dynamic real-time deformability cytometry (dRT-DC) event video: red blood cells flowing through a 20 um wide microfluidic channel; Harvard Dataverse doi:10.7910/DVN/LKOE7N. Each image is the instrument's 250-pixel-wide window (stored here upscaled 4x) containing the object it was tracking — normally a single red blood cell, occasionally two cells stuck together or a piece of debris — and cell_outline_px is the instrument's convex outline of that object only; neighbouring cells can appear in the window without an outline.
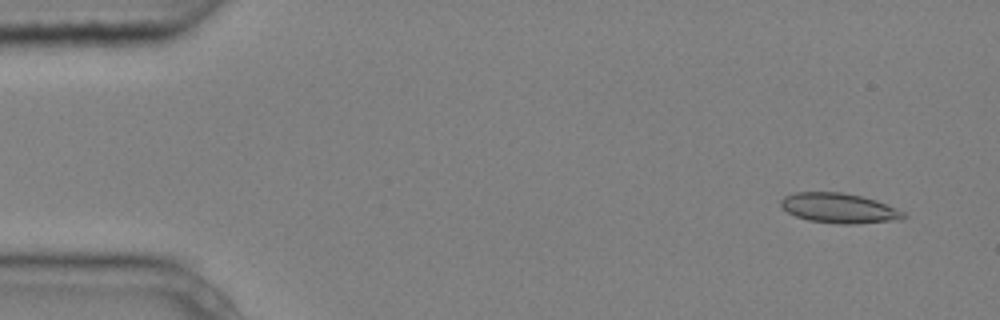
{"species": "common noctule bat (a hibernating species)", "species_latin": "Nyctalus noctula", "temperature_condition": "cold", "stored_images_in_passage": 7, "camera_frame_rate_fps": 3000, "um_per_image_px": 0.085, "animal": {"sex": "male", "body_mass_g": 20.4}, "frame": {"image": 1, "passage_image": 2, "time_ms": 0.333, "image_size_px": [1000, 320], "cell_outline_px": [[908, 216], [900, 220], [856, 224], [840, 224], [808, 220], [796, 216], [788, 212], [780, 204], [780, 200], [784, 196], [796, 192], [840, 192], [860, 196], [876, 200], [896, 208], [904, 212]], "centroid_in_image_um": [71.34, 17.7], "position_along_channel_um": 13.7, "area_um2": 21.39}}
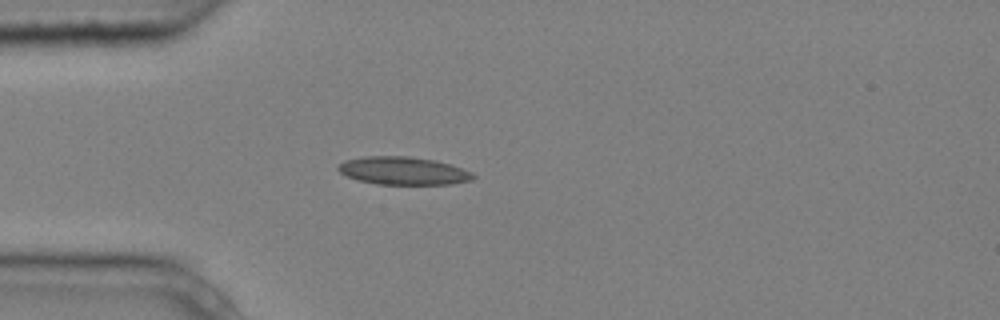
{"frame": {"image": 2, "passage_image": 5, "time_ms": 1.333, "image_size_px": [1000, 320], "cell_outline_px": [[476, 176], [472, 180], [452, 184], [376, 184], [356, 180], [340, 172], [336, 168], [344, 160], [364, 156], [408, 156], [432, 160], [452, 164], [472, 172]], "centroid_in_image_um": [34.28, 14.52], "position_along_channel_um": 50.7, "area_um2": 22.02}}
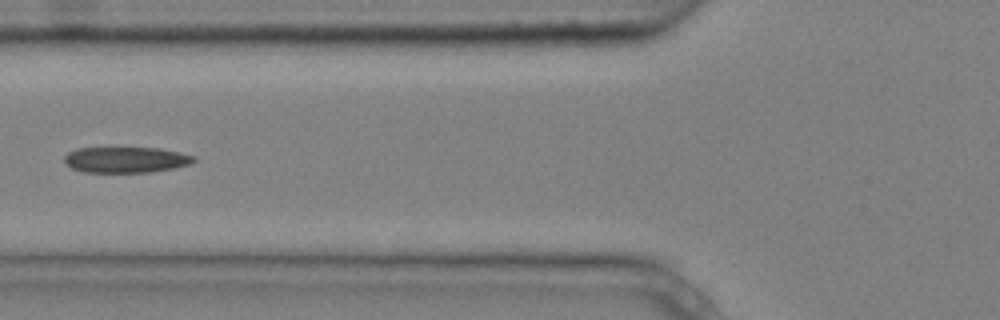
{"frame": {"image": 3, "passage_image": 7, "time_ms": 2.0, "image_size_px": [1000, 320], "cell_outline_px": [[196, 160], [192, 164], [176, 168], [148, 172], [84, 172], [72, 168], [64, 164], [64, 156], [68, 152], [76, 148], [160, 148], [180, 152], [196, 156]], "centroid_in_image_um": [10.72, 13.58], "position_along_channel_um": 115.1, "area_um2": 19.71}}